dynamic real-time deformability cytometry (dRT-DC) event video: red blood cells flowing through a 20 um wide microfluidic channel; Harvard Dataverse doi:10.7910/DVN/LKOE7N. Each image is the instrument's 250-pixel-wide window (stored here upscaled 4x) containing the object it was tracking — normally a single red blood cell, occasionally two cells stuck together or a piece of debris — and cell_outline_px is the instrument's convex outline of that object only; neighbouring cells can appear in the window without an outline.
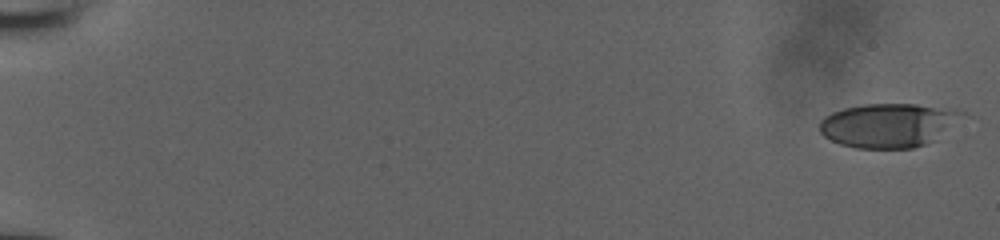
{"species": "human", "species_latin": "Homo sapiens", "temperature_condition": "room temperature", "stored_images_in_passage": 52, "camera_frame_rate_fps": 3000, "um_per_image_px": 0.085, "donor": {"sex": "male"}, "frame": {"image": 1, "passage_image": 1, "time_ms": 0.0, "image_size_px": [1000, 240], "cell_outline_px": [[972, 116], [932, 140], [924, 144], [912, 148], [856, 148], [840, 144], [824, 136], [820, 132], [820, 120], [824, 116], [832, 112], [844, 108], [864, 104], [916, 104], [956, 108]], "centroid_in_image_um": [75.62, 10.62], "position_along_channel_um": 9.4, "area_um2": 37.17}}
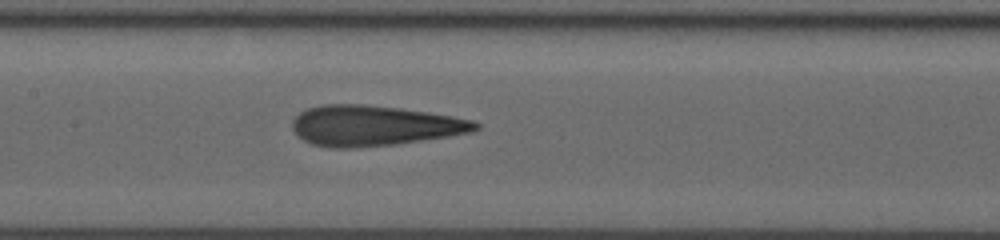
{"frame": {"image": 2, "passage_image": 28, "time_ms": 9.0, "image_size_px": [1000, 240], "cell_outline_px": [[480, 128], [472, 132], [448, 136], [396, 144], [348, 148], [336, 148], [312, 144], [296, 136], [292, 128], [292, 120], [300, 112], [308, 108], [320, 104], [364, 104], [400, 108], [428, 112], [476, 120], [480, 124]], "centroid_in_image_um": [31.8, 10.67], "position_along_channel_um": 175.6, "area_um2": 43.23}}
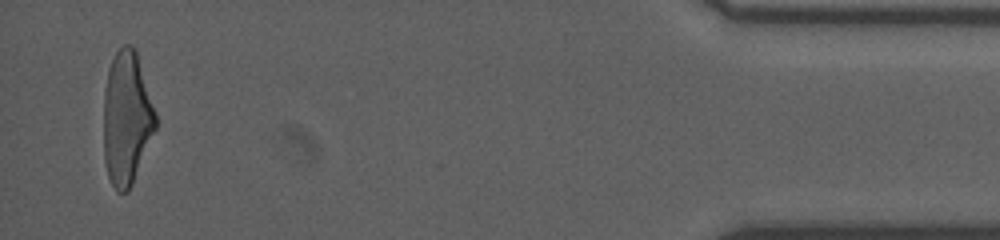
{"frame": {"image": 3, "passage_image": 51, "time_ms": 16.667, "image_size_px": [1000, 240], "cell_outline_px": [[156, 128], [132, 184], [128, 192], [116, 192], [108, 176], [104, 160], [104, 92], [108, 72], [112, 60], [116, 52], [124, 44], [132, 44], [136, 52], [156, 112]], "centroid_in_image_um": [10.76, 10.07], "position_along_channel_um": 424.4, "area_um2": 40.17}}